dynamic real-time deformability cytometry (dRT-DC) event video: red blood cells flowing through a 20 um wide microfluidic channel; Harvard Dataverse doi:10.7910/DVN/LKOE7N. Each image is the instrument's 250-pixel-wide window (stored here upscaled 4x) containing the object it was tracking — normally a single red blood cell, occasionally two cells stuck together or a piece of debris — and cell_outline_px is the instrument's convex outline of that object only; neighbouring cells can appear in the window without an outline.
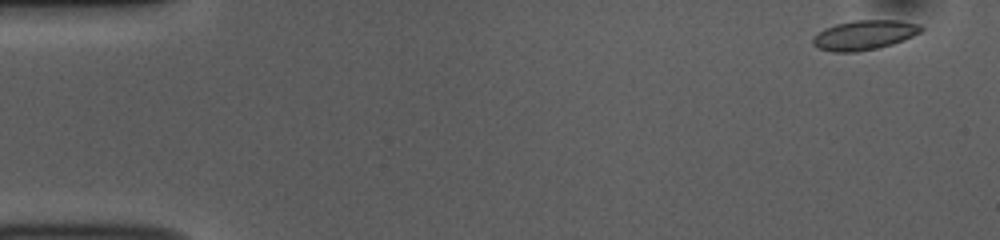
{"species": "common noctule bat (a hibernating species)", "species_latin": "Nyctalus noctula", "temperature_condition": "room temperature", "stored_images_in_passage": 51, "camera_frame_rate_fps": 3000, "um_per_image_px": 0.085, "animal": {"sex": "female", "body_mass_g": 10.0, "forearm_length_mm": 53.1}, "frame": {"image": 1, "passage_image": 1, "time_ms": 0.0, "image_size_px": [1000, 240], "cell_outline_px": [[924, 28], [920, 32], [904, 40], [880, 48], [856, 52], [832, 52], [816, 48], [812, 44], [812, 40], [824, 28], [836, 24], [852, 20], [900, 20], [920, 24]], "centroid_in_image_um": [73.47, 2.98], "position_along_channel_um": 11.5, "area_um2": 18.84}}
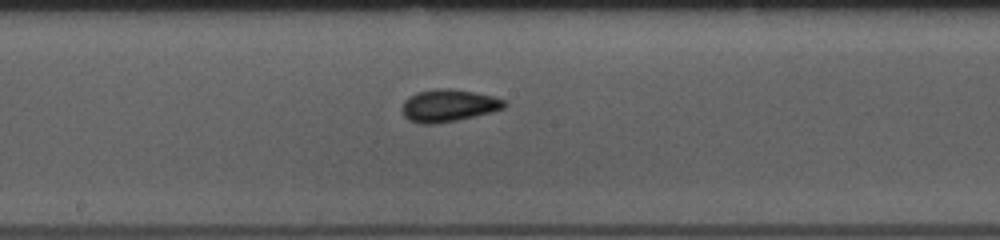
{"frame": {"image": 2, "passage_image": 26, "time_ms": 8.333, "image_size_px": [1000, 240], "cell_outline_px": [[508, 104], [504, 108], [492, 112], [456, 120], [432, 124], [420, 124], [408, 120], [404, 116], [400, 108], [404, 100], [408, 96], [416, 92], [436, 88], [452, 88], [492, 96], [504, 100]], "centroid_in_image_um": [38.07, 8.97], "position_along_channel_um": 210.1, "area_um2": 19.42}}
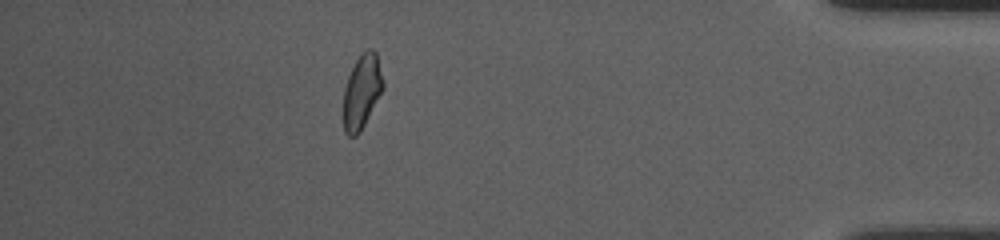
{"frame": {"image": 3, "passage_image": 45, "time_ms": 14.667, "image_size_px": [1000, 240], "cell_outline_px": [[384, 88], [360, 132], [356, 136], [348, 136], [344, 132], [344, 88], [348, 76], [360, 52], [368, 48], [372, 48], [376, 52], [384, 84]], "centroid_in_image_um": [30.76, 7.76], "position_along_channel_um": 404.4, "area_um2": 17.11}, "authors_computed_cell_mechanics": {"area_um2": 18.0336, "velocity_mm_per_s": 3.8001, "shape_relaxation_time_tau1_ms": 3.6065, "shape_relaxation_time_tau2_ms": 1.6082, "deformation_change_tau1": 0.0884, "deformation_change_tau2": 0.0481}}